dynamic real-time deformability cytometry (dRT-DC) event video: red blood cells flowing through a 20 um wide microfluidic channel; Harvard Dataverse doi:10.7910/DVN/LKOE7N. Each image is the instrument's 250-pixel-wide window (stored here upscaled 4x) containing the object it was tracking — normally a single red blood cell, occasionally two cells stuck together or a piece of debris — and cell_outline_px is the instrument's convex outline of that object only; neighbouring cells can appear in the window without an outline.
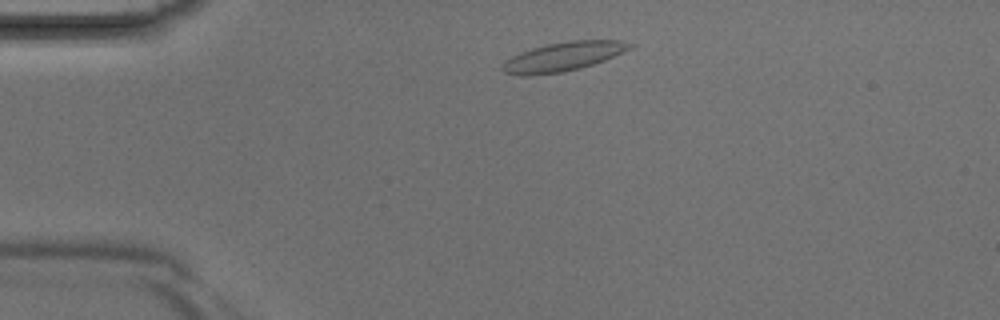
{"species": "Egyptian fruit bat (a non-hibernating species)", "species_latin": "Rousettus aegyptiacus", "temperature_condition": "room temperature", "stored_images_in_passage": 4, "camera_frame_rate_fps": 3000, "um_per_image_px": 0.085, "animal": {"sex": "male"}, "frame": {"image": 1, "passage_image": 2, "time_ms": 0.333, "image_size_px": [1000, 320], "cell_outline_px": [[632, 44], [628, 48], [604, 60], [580, 68], [564, 72], [528, 76], [520, 76], [504, 72], [500, 68], [504, 60], [520, 52], [532, 48], [548, 44], [568, 40], [620, 40]], "centroid_in_image_um": [47.76, 4.82], "position_along_channel_um": 37.2, "area_um2": 21.39}}